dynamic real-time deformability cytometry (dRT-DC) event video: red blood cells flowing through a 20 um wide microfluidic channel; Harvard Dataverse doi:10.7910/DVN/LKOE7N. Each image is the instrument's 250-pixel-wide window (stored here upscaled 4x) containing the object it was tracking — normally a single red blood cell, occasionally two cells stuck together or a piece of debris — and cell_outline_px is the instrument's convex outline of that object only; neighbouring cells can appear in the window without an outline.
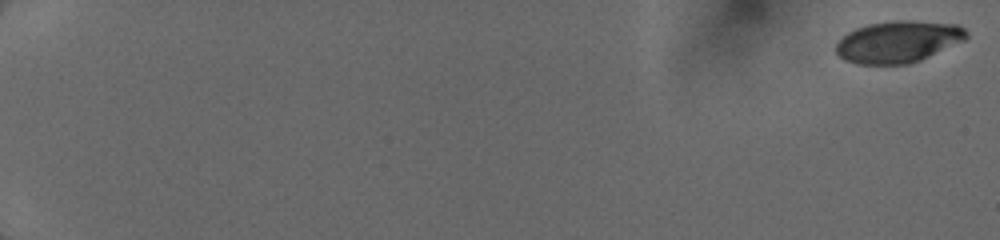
{"species": "human", "species_latin": "Homo sapiens", "temperature_condition": "cold", "stored_images_in_passage": 53, "camera_frame_rate_fps": 3000, "um_per_image_px": 0.085, "donor": {"sex": "female"}, "frame": {"image": 1, "passage_image": 1, "time_ms": 0.0, "image_size_px": [1000, 240], "cell_outline_px": [[968, 36], [964, 40], [920, 60], [908, 64], [856, 64], [844, 60], [836, 52], [836, 44], [848, 32], [856, 28], [868, 24], [896, 20], [912, 20], [956, 24], [964, 28], [968, 32]], "centroid_in_image_um": [76.34, 3.54], "position_along_channel_um": 8.7, "area_um2": 31.62}}
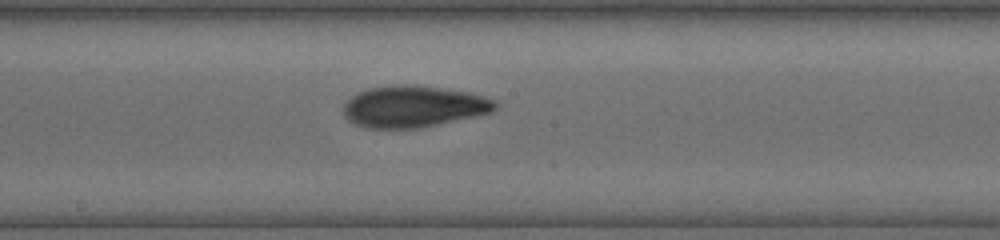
{"frame": {"image": 2, "passage_image": 33, "time_ms": 10.333, "image_size_px": [1000, 240], "cell_outline_px": [[500, 104], [492, 112], [436, 124], [416, 128], [368, 128], [356, 124], [348, 120], [344, 116], [344, 104], [352, 96], [368, 88], [396, 84], [408, 84], [440, 88], [468, 92], [484, 96], [496, 100]], "centroid_in_image_um": [35.15, 9.04], "position_along_channel_um": 213.0, "area_um2": 36.47}}
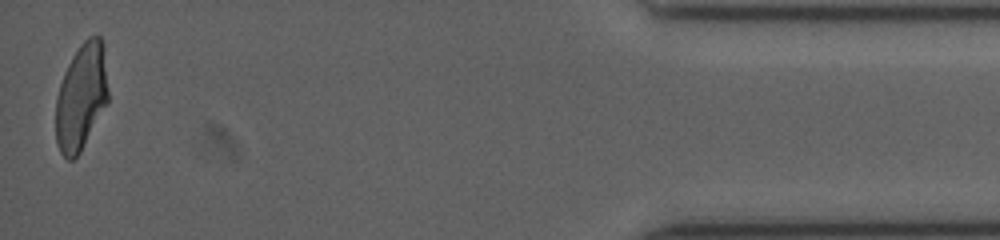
{"frame": {"image": 3, "passage_image": 53, "time_ms": 17.0, "image_size_px": [1000, 240], "cell_outline_px": [[108, 104], [80, 152], [72, 160], [68, 160], [60, 152], [56, 140], [56, 96], [64, 72], [72, 56], [80, 44], [88, 36], [100, 36], [104, 44], [108, 92]], "centroid_in_image_um": [6.92, 8.22], "position_along_channel_um": 428.3, "area_um2": 32.77}}